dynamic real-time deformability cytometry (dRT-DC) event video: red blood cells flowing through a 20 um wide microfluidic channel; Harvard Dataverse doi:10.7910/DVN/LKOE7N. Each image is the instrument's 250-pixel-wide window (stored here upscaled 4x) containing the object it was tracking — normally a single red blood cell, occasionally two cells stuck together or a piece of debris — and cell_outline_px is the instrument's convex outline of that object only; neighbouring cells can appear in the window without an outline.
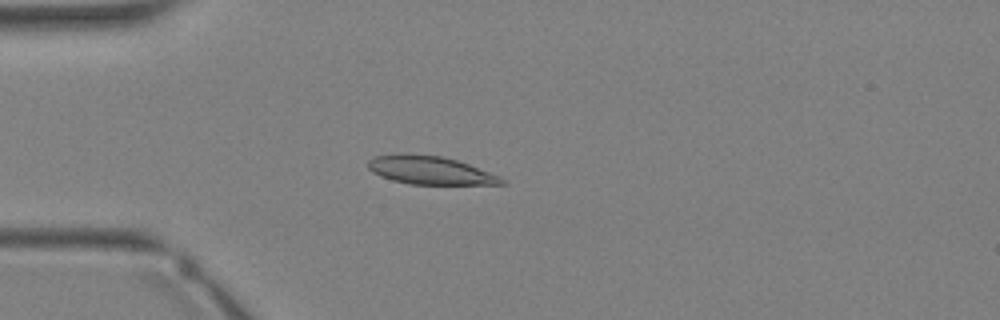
{"species": "Egyptian fruit bat (a non-hibernating species)", "species_latin": "Rousettus aegyptiacus", "temperature_condition": "warm", "stored_images_in_passage": 27, "camera_frame_rate_fps": 3000, "um_per_image_px": 0.085, "animal": {"sex": "female"}, "frame": {"image": 1, "passage_image": 2, "time_ms": 0.333, "image_size_px": [1000, 320], "cell_outline_px": [[508, 184], [408, 184], [392, 180], [380, 176], [372, 172], [368, 168], [368, 160], [376, 156], [440, 156], [456, 160], [468, 164], [500, 176]], "centroid_in_image_um": [36.6, 14.52], "position_along_channel_um": 48.4, "area_um2": 21.1}}
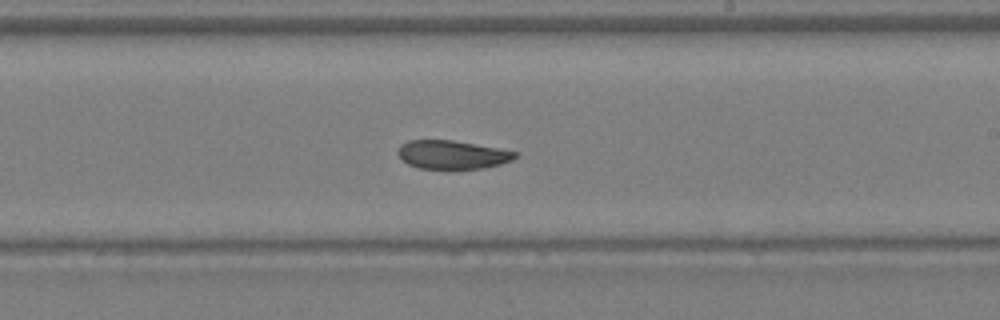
{"frame": {"image": 2, "passage_image": 13, "time_ms": 4.0, "image_size_px": [1000, 320], "cell_outline_px": [[520, 156], [512, 160], [500, 164], [484, 168], [448, 172], [420, 168], [408, 164], [400, 160], [396, 152], [396, 148], [400, 144], [408, 140], [452, 140], [520, 152]], "centroid_in_image_um": [38.41, 13.19], "position_along_channel_um": 250.6, "area_um2": 20.58}}
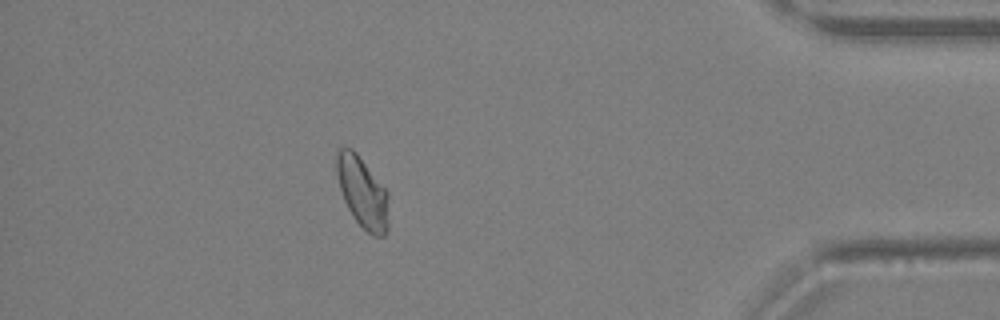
{"frame": {"image": 3, "passage_image": 23, "time_ms": 7.333, "image_size_px": [1000, 320], "cell_outline_px": [[388, 228], [384, 236], [372, 236], [352, 216], [344, 200], [340, 188], [336, 172], [336, 152], [340, 148], [352, 148], [356, 152], [388, 192]], "centroid_in_image_um": [30.81, 16.35], "position_along_channel_um": 404.4, "area_um2": 21.39}}